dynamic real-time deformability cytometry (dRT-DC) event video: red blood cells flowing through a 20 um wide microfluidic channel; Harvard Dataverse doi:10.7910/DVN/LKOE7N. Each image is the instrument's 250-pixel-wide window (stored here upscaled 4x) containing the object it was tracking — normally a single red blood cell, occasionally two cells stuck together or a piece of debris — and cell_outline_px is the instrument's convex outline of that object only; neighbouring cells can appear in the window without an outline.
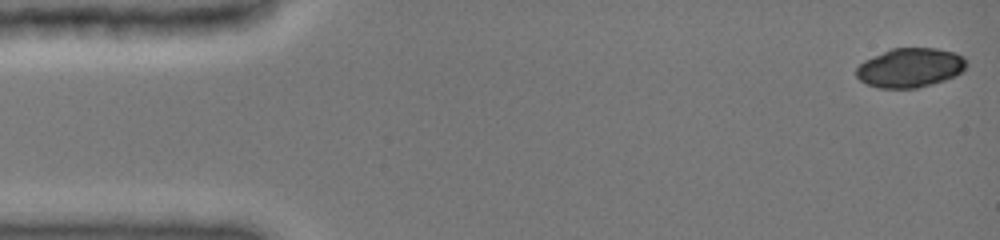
{"species": "common noctule bat (a hibernating species)", "species_latin": "Nyctalus noctula", "temperature_condition": "cold", "stored_images_in_passage": 47, "camera_frame_rate_fps": 3000, "um_per_image_px": 0.085, "animal": {"sex": "female", "body_mass_g": 19.0, "forearm_length_mm": 51.5}, "frame": {"image": 1, "passage_image": 1, "time_ms": 0.0, "image_size_px": [1000, 240], "cell_outline_px": [[968, 64], [964, 72], [956, 76], [932, 84], [916, 88], [876, 88], [860, 80], [856, 76], [856, 68], [864, 60], [892, 48], [936, 48], [956, 52], [964, 56], [968, 60]], "centroid_in_image_um": [77.42, 5.75], "position_along_channel_um": 7.6, "area_um2": 25.55}}
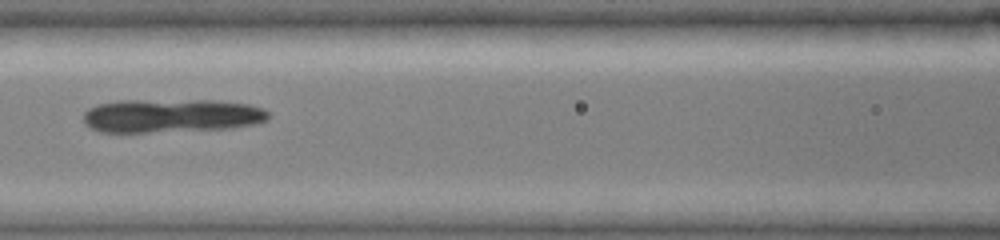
{"frame": {"image": 2, "passage_image": 21, "time_ms": 6.667, "image_size_px": [1000, 240], "cell_outline_px": [[268, 120], [256, 124], [232, 128], [148, 132], [100, 132], [84, 124], [84, 112], [88, 108], [100, 104], [120, 100], [212, 100], [248, 104], [264, 108], [268, 112]], "centroid_in_image_um": [14.57, 9.83], "position_along_channel_um": 152.0, "area_um2": 36.36}}
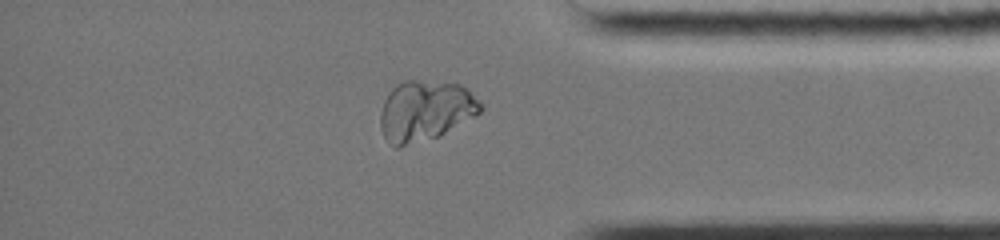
{"frame": {"image": 3, "passage_image": 40, "time_ms": 13.0, "image_size_px": [1000, 240], "cell_outline_px": [[484, 108], [476, 116], [440, 136], [400, 148], [396, 148], [384, 136], [380, 128], [380, 112], [384, 100], [388, 92], [396, 84], [404, 80], [416, 80], [460, 84], [468, 88], [484, 104]], "centroid_in_image_um": [36.17, 9.41], "position_along_channel_um": 399.0, "area_um2": 35.95}}